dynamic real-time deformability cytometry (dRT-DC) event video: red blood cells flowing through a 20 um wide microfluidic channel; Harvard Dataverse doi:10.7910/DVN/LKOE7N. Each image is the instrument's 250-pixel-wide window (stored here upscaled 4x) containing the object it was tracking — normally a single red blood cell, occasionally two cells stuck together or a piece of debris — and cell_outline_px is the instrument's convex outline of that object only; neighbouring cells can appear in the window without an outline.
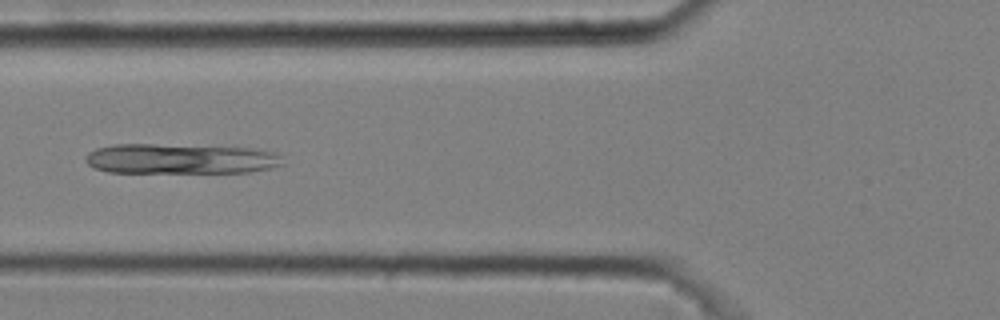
{"species": "common noctule bat (a hibernating species)", "species_latin": "Nyctalus noctula", "temperature_condition": "cold", "stored_images_in_passage": 5, "camera_frame_rate_fps": 3000, "um_per_image_px": 0.085, "animal": {"sex": "male", "body_mass_g": 20.4}, "frame": {"image": 1, "passage_image": 5, "time_ms": 1.333, "image_size_px": [1000, 320], "cell_outline_px": [[284, 164], [272, 168], [248, 172], [108, 172], [96, 168], [88, 164], [84, 160], [88, 152], [96, 148], [112, 144], [152, 144], [252, 148], [276, 152], [280, 156]], "centroid_in_image_um": [15.34, 13.49], "position_along_channel_um": 110.5, "area_um2": 34.62}}